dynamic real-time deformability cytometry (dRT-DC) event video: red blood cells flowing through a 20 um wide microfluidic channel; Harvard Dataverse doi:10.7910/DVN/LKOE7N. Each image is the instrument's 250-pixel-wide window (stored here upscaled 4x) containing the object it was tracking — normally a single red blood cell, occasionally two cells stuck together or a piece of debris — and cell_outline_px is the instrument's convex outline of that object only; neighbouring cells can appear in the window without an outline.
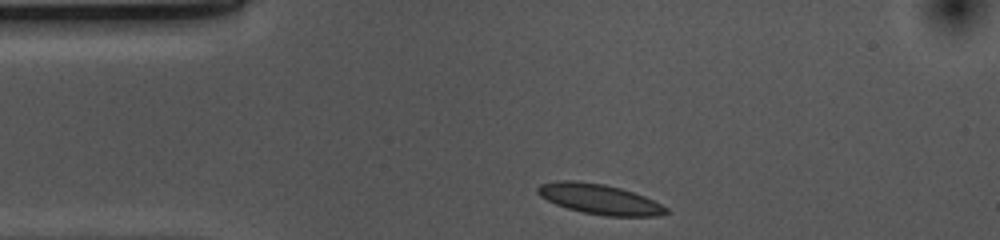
{"species": "common noctule bat (a hibernating species)", "species_latin": "Nyctalus noctula", "temperature_condition": "cold", "stored_images_in_passage": 32, "camera_frame_rate_fps": 3000, "um_per_image_px": 0.085, "animal": {"sex": "female", "body_mass_g": 10.0, "forearm_length_mm": 53.1}, "frame": {"image": 1, "passage_image": 1, "time_ms": 0.0, "image_size_px": [1000, 240], "cell_outline_px": [[668, 212], [656, 216], [608, 216], [584, 212], [568, 208], [556, 204], [540, 196], [536, 192], [536, 188], [540, 184], [556, 180], [572, 180], [604, 184], [620, 188], [644, 196], [668, 208]], "centroid_in_image_um": [50.92, 16.91], "position_along_channel_um": 34.1, "area_um2": 22.31}}
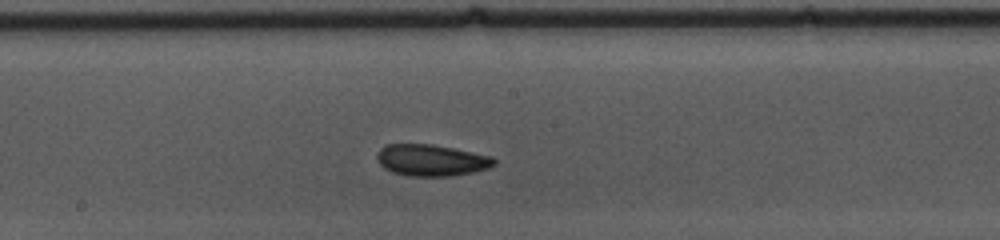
{"frame": {"image": 2, "passage_image": 18, "time_ms": 5.667, "image_size_px": [1000, 240], "cell_outline_px": [[496, 164], [488, 168], [472, 172], [448, 176], [408, 176], [392, 172], [384, 168], [380, 164], [376, 156], [380, 148], [384, 144], [432, 144], [492, 156], [496, 160]], "centroid_in_image_um": [36.64, 13.61], "position_along_channel_um": 211.6, "area_um2": 21.5}}
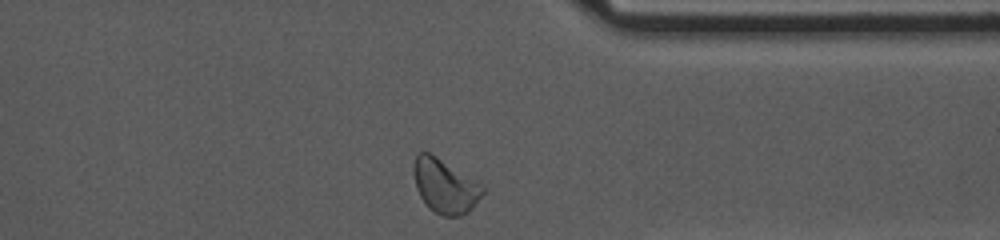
{"frame": {"image": 3, "passage_image": 32, "time_ms": 10.333, "image_size_px": [1000, 240], "cell_outline_px": [[484, 192], [472, 208], [468, 212], [460, 216], [444, 216], [428, 208], [420, 196], [416, 188], [412, 168], [416, 152], [428, 152], [436, 156], [480, 184], [484, 188]], "centroid_in_image_um": [37.77, 15.81], "position_along_channel_um": 373.6, "area_um2": 21.5}, "authors_computed_cell_mechanics": {"area_um2": 21.1837, "velocity_mm_per_s": 3.6239, "shape_relaxation_time_tau1_ms": null, "shape_relaxation_time_tau2_ms": 5.4364, "deformation_change_tau1": null, "deformation_change_tau2": 0.0919}}